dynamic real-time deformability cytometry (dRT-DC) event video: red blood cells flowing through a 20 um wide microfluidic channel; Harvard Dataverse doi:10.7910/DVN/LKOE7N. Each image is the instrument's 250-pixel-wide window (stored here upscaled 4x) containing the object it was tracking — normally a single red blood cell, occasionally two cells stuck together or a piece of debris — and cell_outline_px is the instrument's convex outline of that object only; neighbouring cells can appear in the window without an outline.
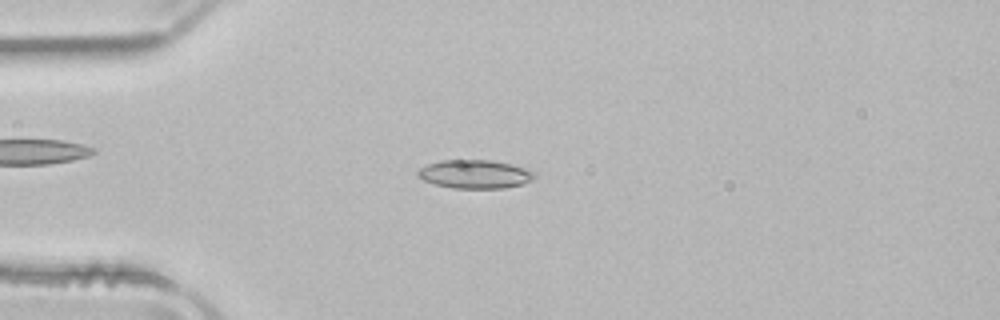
{"species": "common noctule bat (a hibernating species)", "species_latin": "Nyctalus noctula", "temperature_condition": "room temperature", "stored_images_in_passage": 50, "camera_frame_rate_fps": 3000, "um_per_image_px": 0.085, "animal": {"sex": "male", "body_mass_g": 21.5, "forearm_length_mm": 52.0}, "frame": {"image": 1, "passage_image": 12, "time_ms": 3.667, "image_size_px": [1000, 320], "cell_outline_px": [[536, 176], [532, 180], [520, 184], [504, 188], [452, 188], [436, 184], [424, 180], [416, 176], [416, 172], [420, 168], [428, 164], [440, 160], [492, 160], [524, 168], [536, 172]], "centroid_in_image_um": [40.34, 14.8], "position_along_channel_um": 44.7, "area_um2": 19.31}}
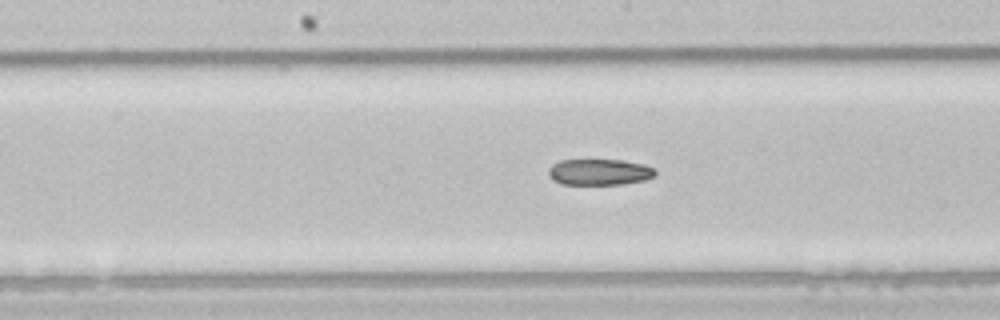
{"frame": {"image": 2, "passage_image": 25, "time_ms": 8.0, "image_size_px": [1000, 320], "cell_outline_px": [[656, 176], [644, 180], [624, 184], [564, 184], [552, 180], [548, 172], [548, 168], [552, 164], [560, 160], [624, 160], [644, 164], [652, 168], [656, 172]], "centroid_in_image_um": [50.95, 14.62], "position_along_channel_um": 197.3, "area_um2": 16.3}}
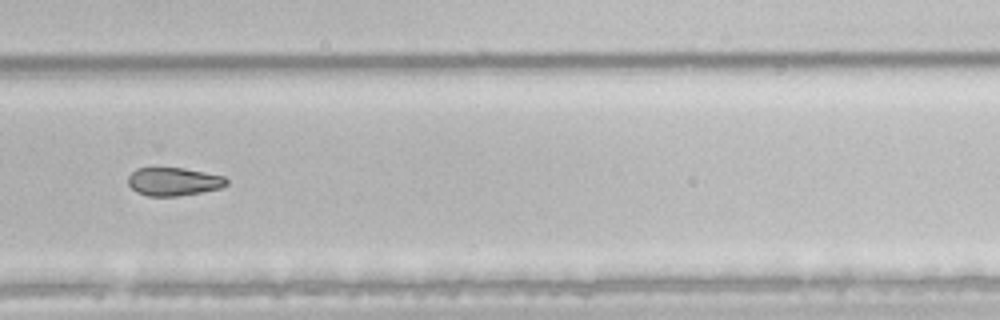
{"frame": {"image": 3, "passage_image": 34, "time_ms": 11.0, "image_size_px": [1000, 320], "cell_outline_px": [[228, 184], [220, 188], [200, 192], [176, 196], [148, 196], [136, 192], [128, 184], [128, 176], [136, 168], [184, 168], [224, 176], [228, 180]], "centroid_in_image_um": [14.75, 15.43], "position_along_channel_um": 315.1, "area_um2": 16.13}, "authors_computed_cell_mechanics": {"area_um2": 18.5538, "velocity_mm_per_s": 3.948, "shape_relaxation_time_tau1_ms": null, "shape_relaxation_time_tau2_ms": 7.6965, "deformation_change_tau1": null, "deformation_change_tau2": 0.1413}}